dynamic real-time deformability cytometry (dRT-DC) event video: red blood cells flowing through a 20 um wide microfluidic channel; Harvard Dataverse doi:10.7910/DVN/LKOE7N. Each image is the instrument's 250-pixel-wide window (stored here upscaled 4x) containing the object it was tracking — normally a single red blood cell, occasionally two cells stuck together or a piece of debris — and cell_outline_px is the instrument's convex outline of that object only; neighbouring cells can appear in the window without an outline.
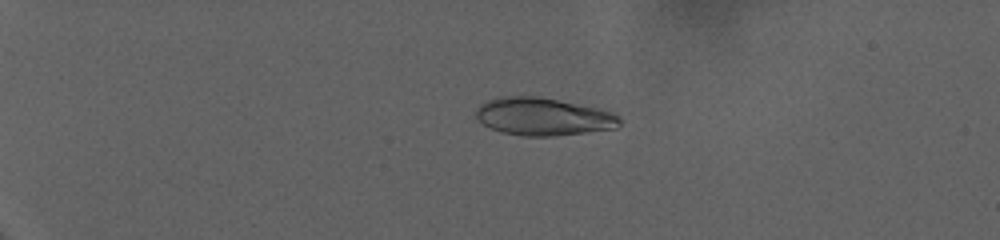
{"species": "human", "species_latin": "Homo sapiens", "temperature_condition": "warm", "stored_images_in_passage": 77, "camera_frame_rate_fps": 3000, "um_per_image_px": 0.085, "donor": {"sex": "female"}, "frame": {"image": 1, "passage_image": 16, "time_ms": 5.0, "image_size_px": [1000, 240], "cell_outline_px": [[620, 124], [616, 128], [556, 136], [520, 136], [500, 132], [476, 120], [476, 108], [480, 104], [496, 96], [540, 96], [600, 108], [612, 112], [620, 116]], "centroid_in_image_um": [46.16, 9.9], "position_along_channel_um": 38.8, "area_um2": 31.96}}
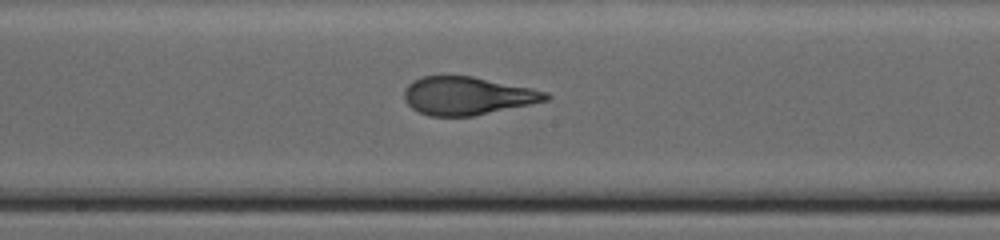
{"frame": {"image": 2, "passage_image": 45, "time_ms": 14.667, "image_size_px": [1000, 240], "cell_outline_px": [[552, 96], [548, 100], [472, 116], [428, 116], [412, 108], [404, 100], [404, 88], [412, 80], [420, 76], [472, 76], [532, 88], [548, 92]], "centroid_in_image_um": [39.7, 8.13], "position_along_channel_um": 208.5, "area_um2": 31.39}}
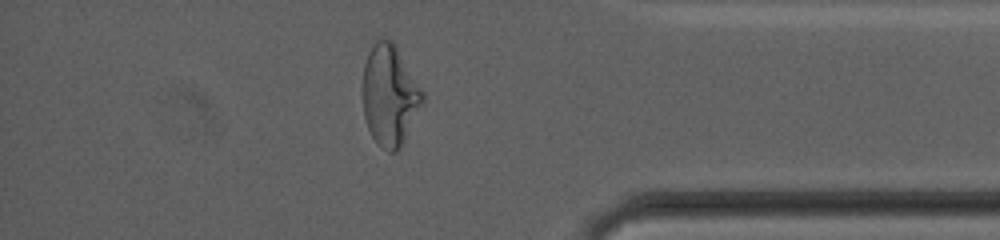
{"frame": {"image": 3, "passage_image": 68, "time_ms": 22.333, "image_size_px": [1000, 240], "cell_outline_px": [[424, 104], [400, 148], [396, 152], [388, 152], [380, 148], [376, 144], [368, 128], [364, 116], [360, 88], [364, 64], [368, 52], [376, 40], [380, 36], [392, 40], [396, 44], [424, 92]], "centroid_in_image_um": [33.11, 8.09], "position_along_channel_um": 402.1, "area_um2": 36.3}, "authors_computed_cell_mechanics": {"area_um2": 32.0212, "velocity_mm_per_s": 2.7025, "shape_relaxation_time_tau1_ms": 10.4329, "shape_relaxation_time_tau2_ms": 1.028, "deformation_change_tau1": 0.3044, "deformation_change_tau2": 0.0889}}